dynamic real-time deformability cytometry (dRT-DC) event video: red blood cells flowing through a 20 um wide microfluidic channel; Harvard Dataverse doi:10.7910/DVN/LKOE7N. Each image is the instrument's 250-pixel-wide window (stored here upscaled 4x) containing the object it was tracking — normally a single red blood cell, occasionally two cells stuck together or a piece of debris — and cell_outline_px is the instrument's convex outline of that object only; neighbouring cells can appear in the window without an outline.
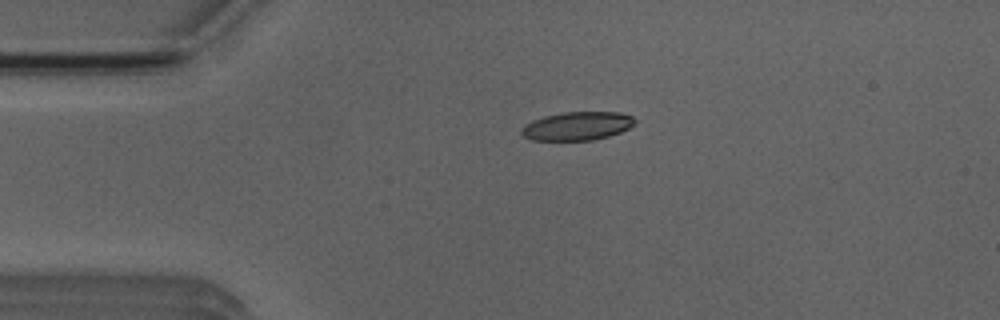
{"species": "Egyptian fruit bat (a non-hibernating species)", "species_latin": "Rousettus aegyptiacus", "temperature_condition": "room temperature", "stored_images_in_passage": 2, "camera_frame_rate_fps": 3000, "um_per_image_px": 0.085, "animal": {"sex": "male"}, "frame": {"image": 1, "passage_image": 1, "time_ms": 0.0, "image_size_px": [1000, 320], "cell_outline_px": [[636, 120], [628, 128], [620, 132], [608, 136], [592, 140], [532, 140], [524, 136], [520, 132], [520, 128], [524, 124], [532, 120], [544, 116], [564, 112], [620, 112], [632, 116]], "centroid_in_image_um": [49.02, 10.7], "position_along_channel_um": 36.0, "area_um2": 18.79}}